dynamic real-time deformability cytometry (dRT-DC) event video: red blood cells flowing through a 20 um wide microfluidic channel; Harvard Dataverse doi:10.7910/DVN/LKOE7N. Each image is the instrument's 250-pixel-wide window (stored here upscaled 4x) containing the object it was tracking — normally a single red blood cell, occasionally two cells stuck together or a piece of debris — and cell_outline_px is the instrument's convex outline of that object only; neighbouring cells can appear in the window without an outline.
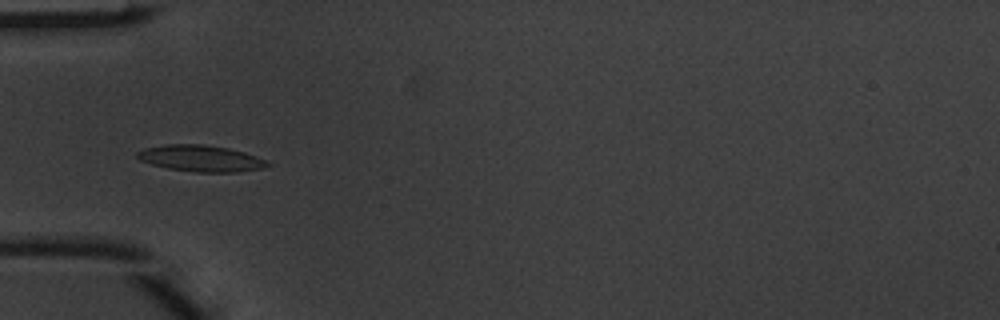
{"species": "common noctule bat (a hibernating species)", "species_latin": "Nyctalus noctula", "temperature_condition": "warm", "stored_images_in_passage": 4, "camera_frame_rate_fps": 3000, "um_per_image_px": 0.085, "animal": {"sex": "male", "body_mass_g": 20.1, "forearm_length_mm": 53.5}, "frame": {"image": 1, "passage_image": 4, "time_ms": 1.0, "image_size_px": [1000, 320], "cell_outline_px": [[272, 164], [260, 168], [236, 172], [196, 172], [168, 168], [152, 164], [140, 160], [136, 156], [136, 152], [144, 148], [164, 144], [204, 144], [228, 148], [244, 152], [268, 160]], "centroid_in_image_um": [17.06, 13.45], "position_along_channel_um": 67.9, "area_um2": 20.0}}